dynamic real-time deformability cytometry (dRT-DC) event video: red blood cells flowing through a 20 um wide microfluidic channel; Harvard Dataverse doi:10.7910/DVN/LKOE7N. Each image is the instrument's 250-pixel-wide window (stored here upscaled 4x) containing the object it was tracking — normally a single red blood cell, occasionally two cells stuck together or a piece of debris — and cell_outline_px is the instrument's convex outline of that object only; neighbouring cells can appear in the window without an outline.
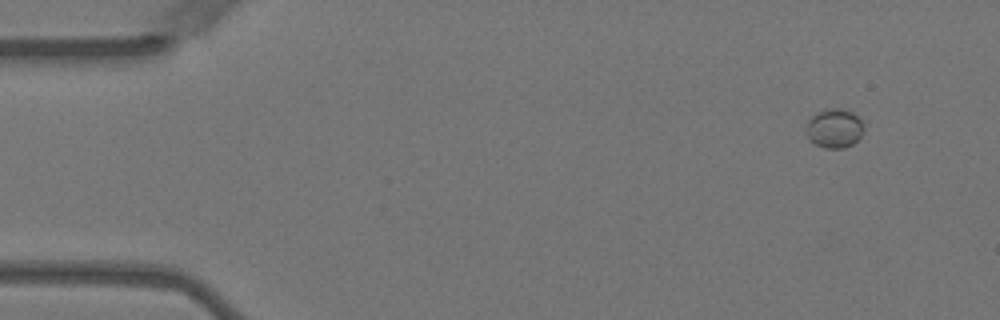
{"species": "Egyptian fruit bat (a non-hibernating species)", "species_latin": "Rousettus aegyptiacus", "temperature_condition": "warm", "stored_images_in_passage": 10, "camera_frame_rate_fps": 3000, "um_per_image_px": 0.085, "animal": {"sex": "female"}, "frame": {"image": 1, "passage_image": 1, "time_ms": 0.0, "image_size_px": [1000, 320], "cell_outline_px": [[864, 132], [852, 144], [844, 148], [824, 148], [808, 140], [808, 120], [816, 112], [824, 108], [840, 108], [852, 112], [864, 124]], "centroid_in_image_um": [70.93, 10.9], "position_along_channel_um": 14.1, "area_um2": 13.12}}